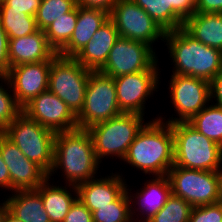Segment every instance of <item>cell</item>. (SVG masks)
<instances>
[{"instance_id": "6da1fadb", "label": "cell", "mask_w": 222, "mask_h": 222, "mask_svg": "<svg viewBox=\"0 0 222 222\" xmlns=\"http://www.w3.org/2000/svg\"><path fill=\"white\" fill-rule=\"evenodd\" d=\"M100 165L87 129L76 128L55 134L53 166L48 177H56L59 173L58 176L64 178H61L64 185L77 186L97 177L101 173Z\"/></svg>"}, {"instance_id": "7a4b0ae2", "label": "cell", "mask_w": 222, "mask_h": 222, "mask_svg": "<svg viewBox=\"0 0 222 222\" xmlns=\"http://www.w3.org/2000/svg\"><path fill=\"white\" fill-rule=\"evenodd\" d=\"M146 121L130 144L122 163L148 177L167 175L174 165V135L171 124L157 117Z\"/></svg>"}, {"instance_id": "3957f363", "label": "cell", "mask_w": 222, "mask_h": 222, "mask_svg": "<svg viewBox=\"0 0 222 222\" xmlns=\"http://www.w3.org/2000/svg\"><path fill=\"white\" fill-rule=\"evenodd\" d=\"M163 43L172 62L171 75H187L210 82L222 71V51L201 43L183 27L166 31Z\"/></svg>"}, {"instance_id": "277c9868", "label": "cell", "mask_w": 222, "mask_h": 222, "mask_svg": "<svg viewBox=\"0 0 222 222\" xmlns=\"http://www.w3.org/2000/svg\"><path fill=\"white\" fill-rule=\"evenodd\" d=\"M174 165L186 169L217 171L222 166V147L188 122L171 124Z\"/></svg>"}, {"instance_id": "5b68a950", "label": "cell", "mask_w": 222, "mask_h": 222, "mask_svg": "<svg viewBox=\"0 0 222 222\" xmlns=\"http://www.w3.org/2000/svg\"><path fill=\"white\" fill-rule=\"evenodd\" d=\"M146 118L137 113H121L88 128L98 161L103 164V160L112 157L111 160L116 158L122 162L130 144L147 123Z\"/></svg>"}, {"instance_id": "8992f818", "label": "cell", "mask_w": 222, "mask_h": 222, "mask_svg": "<svg viewBox=\"0 0 222 222\" xmlns=\"http://www.w3.org/2000/svg\"><path fill=\"white\" fill-rule=\"evenodd\" d=\"M29 160L47 174L53 166L55 132L43 127L21 111L2 132Z\"/></svg>"}, {"instance_id": "52a82bcc", "label": "cell", "mask_w": 222, "mask_h": 222, "mask_svg": "<svg viewBox=\"0 0 222 222\" xmlns=\"http://www.w3.org/2000/svg\"><path fill=\"white\" fill-rule=\"evenodd\" d=\"M169 76L167 93L170 96L168 95L167 98H170L169 103L171 102V108L176 115L172 113V116L167 118V116L162 117V114L166 113H160L161 115L156 114L157 119L169 124L188 122L211 103L209 81L187 75Z\"/></svg>"}, {"instance_id": "ba28073f", "label": "cell", "mask_w": 222, "mask_h": 222, "mask_svg": "<svg viewBox=\"0 0 222 222\" xmlns=\"http://www.w3.org/2000/svg\"><path fill=\"white\" fill-rule=\"evenodd\" d=\"M121 113L114 78L99 71H90L84 104L76 115L77 127L88 129Z\"/></svg>"}, {"instance_id": "9c48e42d", "label": "cell", "mask_w": 222, "mask_h": 222, "mask_svg": "<svg viewBox=\"0 0 222 222\" xmlns=\"http://www.w3.org/2000/svg\"><path fill=\"white\" fill-rule=\"evenodd\" d=\"M90 70L83 67L74 57L56 55L49 72L48 90L66 103L77 115L84 104L85 91Z\"/></svg>"}, {"instance_id": "30bf717a", "label": "cell", "mask_w": 222, "mask_h": 222, "mask_svg": "<svg viewBox=\"0 0 222 222\" xmlns=\"http://www.w3.org/2000/svg\"><path fill=\"white\" fill-rule=\"evenodd\" d=\"M158 53L144 42L119 37L99 72L115 78L141 71H163L159 69Z\"/></svg>"}, {"instance_id": "8fae6325", "label": "cell", "mask_w": 222, "mask_h": 222, "mask_svg": "<svg viewBox=\"0 0 222 222\" xmlns=\"http://www.w3.org/2000/svg\"><path fill=\"white\" fill-rule=\"evenodd\" d=\"M109 19L115 24L119 37L144 42L155 51L156 42L164 41L165 31L133 0H118Z\"/></svg>"}, {"instance_id": "7c38bea8", "label": "cell", "mask_w": 222, "mask_h": 222, "mask_svg": "<svg viewBox=\"0 0 222 222\" xmlns=\"http://www.w3.org/2000/svg\"><path fill=\"white\" fill-rule=\"evenodd\" d=\"M167 177L172 194L192 207L218 203L216 171L186 169L173 165Z\"/></svg>"}, {"instance_id": "4fadbf2b", "label": "cell", "mask_w": 222, "mask_h": 222, "mask_svg": "<svg viewBox=\"0 0 222 222\" xmlns=\"http://www.w3.org/2000/svg\"><path fill=\"white\" fill-rule=\"evenodd\" d=\"M160 72L141 71L114 78L117 103L123 113H137L145 117L146 101L154 98L159 91L162 81Z\"/></svg>"}, {"instance_id": "5bb4252c", "label": "cell", "mask_w": 222, "mask_h": 222, "mask_svg": "<svg viewBox=\"0 0 222 222\" xmlns=\"http://www.w3.org/2000/svg\"><path fill=\"white\" fill-rule=\"evenodd\" d=\"M22 111L55 133L78 128L76 115L64 101L49 90L33 98Z\"/></svg>"}, {"instance_id": "9a60e30c", "label": "cell", "mask_w": 222, "mask_h": 222, "mask_svg": "<svg viewBox=\"0 0 222 222\" xmlns=\"http://www.w3.org/2000/svg\"><path fill=\"white\" fill-rule=\"evenodd\" d=\"M0 153L8 167L11 193L17 190H36L48 178V174L25 157L3 133H0Z\"/></svg>"}, {"instance_id": "2e32d148", "label": "cell", "mask_w": 222, "mask_h": 222, "mask_svg": "<svg viewBox=\"0 0 222 222\" xmlns=\"http://www.w3.org/2000/svg\"><path fill=\"white\" fill-rule=\"evenodd\" d=\"M151 178V179H150ZM146 180V181H145ZM139 189L132 191L130 185H126V190L130 198L131 217L133 222H147L159 210H161L172 194L171 185L167 175L149 176L145 179ZM134 193H132V192Z\"/></svg>"}, {"instance_id": "e0dca14e", "label": "cell", "mask_w": 222, "mask_h": 222, "mask_svg": "<svg viewBox=\"0 0 222 222\" xmlns=\"http://www.w3.org/2000/svg\"><path fill=\"white\" fill-rule=\"evenodd\" d=\"M51 63L52 61L24 63L8 69L6 77L21 108L48 90Z\"/></svg>"}, {"instance_id": "ac0fdd59", "label": "cell", "mask_w": 222, "mask_h": 222, "mask_svg": "<svg viewBox=\"0 0 222 222\" xmlns=\"http://www.w3.org/2000/svg\"><path fill=\"white\" fill-rule=\"evenodd\" d=\"M115 171L105 177L99 175L76 186L78 199L91 211L114 202L125 190L128 179ZM127 180V181H126Z\"/></svg>"}, {"instance_id": "d6986e66", "label": "cell", "mask_w": 222, "mask_h": 222, "mask_svg": "<svg viewBox=\"0 0 222 222\" xmlns=\"http://www.w3.org/2000/svg\"><path fill=\"white\" fill-rule=\"evenodd\" d=\"M56 55L40 29L27 36L9 39V68L24 63L52 61Z\"/></svg>"}, {"instance_id": "ffe728a7", "label": "cell", "mask_w": 222, "mask_h": 222, "mask_svg": "<svg viewBox=\"0 0 222 222\" xmlns=\"http://www.w3.org/2000/svg\"><path fill=\"white\" fill-rule=\"evenodd\" d=\"M118 38L119 34L115 24L108 19L74 58L86 69L99 71L104 66L109 52Z\"/></svg>"}, {"instance_id": "44dd1931", "label": "cell", "mask_w": 222, "mask_h": 222, "mask_svg": "<svg viewBox=\"0 0 222 222\" xmlns=\"http://www.w3.org/2000/svg\"><path fill=\"white\" fill-rule=\"evenodd\" d=\"M109 19V13L78 6V18L68 44L58 53L62 57H74L92 39L95 32Z\"/></svg>"}, {"instance_id": "7402d4cb", "label": "cell", "mask_w": 222, "mask_h": 222, "mask_svg": "<svg viewBox=\"0 0 222 222\" xmlns=\"http://www.w3.org/2000/svg\"><path fill=\"white\" fill-rule=\"evenodd\" d=\"M60 180L56 184L53 177H48L36 189L42 197L44 209L50 218V222H63L71 206L78 199L76 186L69 184L62 186Z\"/></svg>"}, {"instance_id": "603a6c76", "label": "cell", "mask_w": 222, "mask_h": 222, "mask_svg": "<svg viewBox=\"0 0 222 222\" xmlns=\"http://www.w3.org/2000/svg\"><path fill=\"white\" fill-rule=\"evenodd\" d=\"M2 198L5 208L22 222H50L36 190H17Z\"/></svg>"}, {"instance_id": "cb8c5ba5", "label": "cell", "mask_w": 222, "mask_h": 222, "mask_svg": "<svg viewBox=\"0 0 222 222\" xmlns=\"http://www.w3.org/2000/svg\"><path fill=\"white\" fill-rule=\"evenodd\" d=\"M183 28L206 46L222 51V13L195 12L184 21Z\"/></svg>"}, {"instance_id": "d4e9b609", "label": "cell", "mask_w": 222, "mask_h": 222, "mask_svg": "<svg viewBox=\"0 0 222 222\" xmlns=\"http://www.w3.org/2000/svg\"><path fill=\"white\" fill-rule=\"evenodd\" d=\"M210 104L193 116L188 123L222 147V106Z\"/></svg>"}, {"instance_id": "484cf974", "label": "cell", "mask_w": 222, "mask_h": 222, "mask_svg": "<svg viewBox=\"0 0 222 222\" xmlns=\"http://www.w3.org/2000/svg\"><path fill=\"white\" fill-rule=\"evenodd\" d=\"M166 32L183 27L184 22L173 12V0H133Z\"/></svg>"}, {"instance_id": "4316f807", "label": "cell", "mask_w": 222, "mask_h": 222, "mask_svg": "<svg viewBox=\"0 0 222 222\" xmlns=\"http://www.w3.org/2000/svg\"><path fill=\"white\" fill-rule=\"evenodd\" d=\"M78 18V6L56 19L45 30L49 46L58 54L69 42Z\"/></svg>"}, {"instance_id": "83f0119b", "label": "cell", "mask_w": 222, "mask_h": 222, "mask_svg": "<svg viewBox=\"0 0 222 222\" xmlns=\"http://www.w3.org/2000/svg\"><path fill=\"white\" fill-rule=\"evenodd\" d=\"M0 22L8 39L27 36L38 30L35 16L17 10H0Z\"/></svg>"}, {"instance_id": "f1b7e54d", "label": "cell", "mask_w": 222, "mask_h": 222, "mask_svg": "<svg viewBox=\"0 0 222 222\" xmlns=\"http://www.w3.org/2000/svg\"><path fill=\"white\" fill-rule=\"evenodd\" d=\"M92 217L93 222H133L127 190L114 202L93 211Z\"/></svg>"}, {"instance_id": "f546056e", "label": "cell", "mask_w": 222, "mask_h": 222, "mask_svg": "<svg viewBox=\"0 0 222 222\" xmlns=\"http://www.w3.org/2000/svg\"><path fill=\"white\" fill-rule=\"evenodd\" d=\"M75 0H42L35 16L37 28L44 31L56 19L76 7Z\"/></svg>"}, {"instance_id": "4dcf8cb0", "label": "cell", "mask_w": 222, "mask_h": 222, "mask_svg": "<svg viewBox=\"0 0 222 222\" xmlns=\"http://www.w3.org/2000/svg\"><path fill=\"white\" fill-rule=\"evenodd\" d=\"M191 209L183 198L171 194L163 208L147 222H188Z\"/></svg>"}, {"instance_id": "1f68e13d", "label": "cell", "mask_w": 222, "mask_h": 222, "mask_svg": "<svg viewBox=\"0 0 222 222\" xmlns=\"http://www.w3.org/2000/svg\"><path fill=\"white\" fill-rule=\"evenodd\" d=\"M21 111L22 108L15 100L6 74H0V133L13 122Z\"/></svg>"}, {"instance_id": "d6a6232c", "label": "cell", "mask_w": 222, "mask_h": 222, "mask_svg": "<svg viewBox=\"0 0 222 222\" xmlns=\"http://www.w3.org/2000/svg\"><path fill=\"white\" fill-rule=\"evenodd\" d=\"M188 222H222V204L192 207Z\"/></svg>"}, {"instance_id": "836d02e7", "label": "cell", "mask_w": 222, "mask_h": 222, "mask_svg": "<svg viewBox=\"0 0 222 222\" xmlns=\"http://www.w3.org/2000/svg\"><path fill=\"white\" fill-rule=\"evenodd\" d=\"M42 0H2L0 10H17L21 13L36 16Z\"/></svg>"}, {"instance_id": "e575fe53", "label": "cell", "mask_w": 222, "mask_h": 222, "mask_svg": "<svg viewBox=\"0 0 222 222\" xmlns=\"http://www.w3.org/2000/svg\"><path fill=\"white\" fill-rule=\"evenodd\" d=\"M63 222H93L92 212L77 199L71 206Z\"/></svg>"}, {"instance_id": "d590c367", "label": "cell", "mask_w": 222, "mask_h": 222, "mask_svg": "<svg viewBox=\"0 0 222 222\" xmlns=\"http://www.w3.org/2000/svg\"><path fill=\"white\" fill-rule=\"evenodd\" d=\"M196 4L192 0H173V12L184 22L195 13Z\"/></svg>"}, {"instance_id": "8d00e7d4", "label": "cell", "mask_w": 222, "mask_h": 222, "mask_svg": "<svg viewBox=\"0 0 222 222\" xmlns=\"http://www.w3.org/2000/svg\"><path fill=\"white\" fill-rule=\"evenodd\" d=\"M8 46L9 39L0 22V74H6L9 69Z\"/></svg>"}, {"instance_id": "74e56055", "label": "cell", "mask_w": 222, "mask_h": 222, "mask_svg": "<svg viewBox=\"0 0 222 222\" xmlns=\"http://www.w3.org/2000/svg\"><path fill=\"white\" fill-rule=\"evenodd\" d=\"M75 1L77 6H82L87 8H97L110 13L118 0H75Z\"/></svg>"}, {"instance_id": "f35d334b", "label": "cell", "mask_w": 222, "mask_h": 222, "mask_svg": "<svg viewBox=\"0 0 222 222\" xmlns=\"http://www.w3.org/2000/svg\"><path fill=\"white\" fill-rule=\"evenodd\" d=\"M195 12L222 13V0H198Z\"/></svg>"}, {"instance_id": "ab89813d", "label": "cell", "mask_w": 222, "mask_h": 222, "mask_svg": "<svg viewBox=\"0 0 222 222\" xmlns=\"http://www.w3.org/2000/svg\"><path fill=\"white\" fill-rule=\"evenodd\" d=\"M210 94L211 103L222 106V71L210 81Z\"/></svg>"}, {"instance_id": "60d3db41", "label": "cell", "mask_w": 222, "mask_h": 222, "mask_svg": "<svg viewBox=\"0 0 222 222\" xmlns=\"http://www.w3.org/2000/svg\"><path fill=\"white\" fill-rule=\"evenodd\" d=\"M0 190L5 189L11 193V181H10V175L8 172V167L5 164V162L2 159L1 153H0Z\"/></svg>"}, {"instance_id": "b9f144b4", "label": "cell", "mask_w": 222, "mask_h": 222, "mask_svg": "<svg viewBox=\"0 0 222 222\" xmlns=\"http://www.w3.org/2000/svg\"><path fill=\"white\" fill-rule=\"evenodd\" d=\"M217 188H218V203L222 204V166L216 171Z\"/></svg>"}, {"instance_id": "7bdbcfd3", "label": "cell", "mask_w": 222, "mask_h": 222, "mask_svg": "<svg viewBox=\"0 0 222 222\" xmlns=\"http://www.w3.org/2000/svg\"><path fill=\"white\" fill-rule=\"evenodd\" d=\"M0 222H22V221L13 216L6 208H4L0 216Z\"/></svg>"}, {"instance_id": "ee69618b", "label": "cell", "mask_w": 222, "mask_h": 222, "mask_svg": "<svg viewBox=\"0 0 222 222\" xmlns=\"http://www.w3.org/2000/svg\"><path fill=\"white\" fill-rule=\"evenodd\" d=\"M2 201V202H1ZM0 201V216L5 208V202H4V199Z\"/></svg>"}]
</instances>
